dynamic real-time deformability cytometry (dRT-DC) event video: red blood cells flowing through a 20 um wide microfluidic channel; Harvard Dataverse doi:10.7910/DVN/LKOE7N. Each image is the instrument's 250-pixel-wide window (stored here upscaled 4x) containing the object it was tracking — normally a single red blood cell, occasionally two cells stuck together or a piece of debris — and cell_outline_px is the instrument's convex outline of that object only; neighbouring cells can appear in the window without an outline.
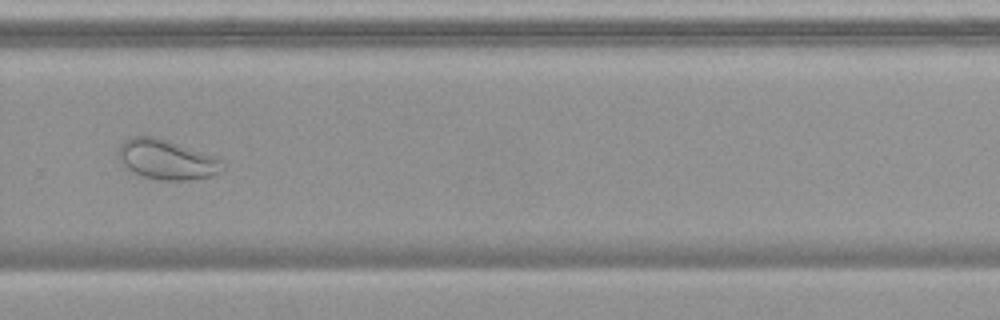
{"species": "common noctule bat (a hibernating species)", "species_latin": "Nyctalus noctula", "temperature_condition": "warm", "stored_images_in_passage": 54, "camera_frame_rate_fps": 3000, "um_per_image_px": 0.085, "animal": {"sex": "female", "body_mass_g": 19.9}, "frame": {"image": 1, "passage_image": 38, "time_ms": 12.333, "image_size_px": [1000, 320], "cell_outline_px": [[224, 168], [220, 172], [212, 176], [192, 180], [160, 180], [140, 176], [128, 168], [120, 160], [120, 144], [124, 140], [132, 136], [152, 136], [212, 156], [220, 160]], "centroid_in_image_um": [14.15, 13.59], "position_along_channel_um": 315.6, "area_um2": 23.52}}
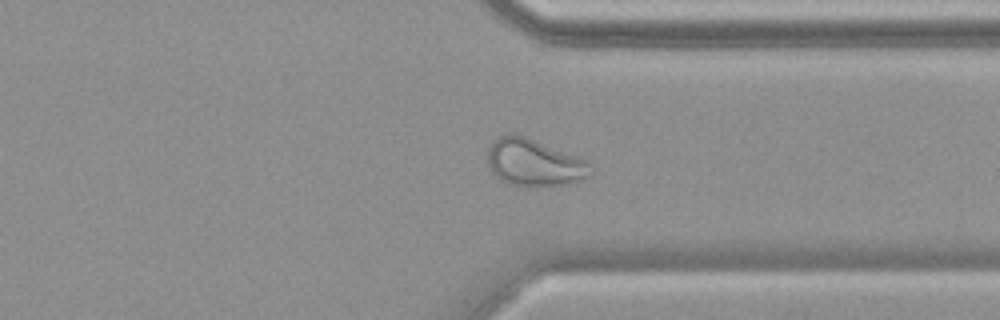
{"frame": {"image": 2, "passage_image": 42, "time_ms": 13.667, "image_size_px": [1000, 320], "cell_outline_px": [[588, 176], [580, 180], [564, 184], [536, 188], [528, 188], [508, 184], [500, 180], [488, 168], [488, 148], [492, 140], [508, 132], [512, 132], [524, 136], [588, 160]], "centroid_in_image_um": [45.32, 13.83], "position_along_channel_um": 366.1, "area_um2": 28.55}}
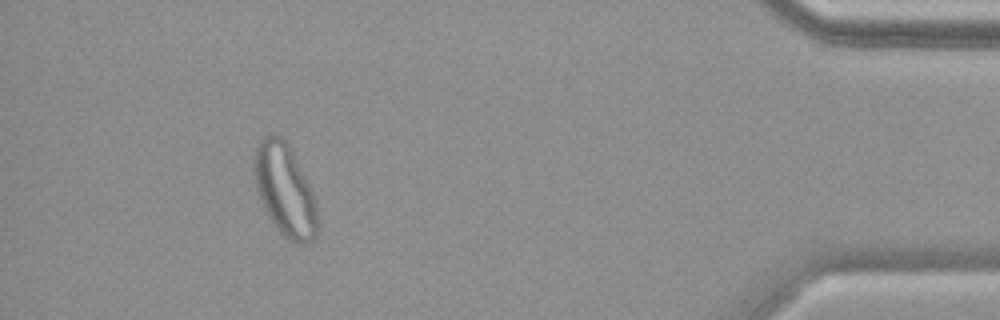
{"frame": {"image": 3, "passage_image": 50, "time_ms": 16.333, "image_size_px": [1000, 320], "cell_outline_px": [[320, 224], [316, 236], [312, 240], [304, 244], [300, 244], [288, 240], [276, 228], [268, 216], [264, 208], [256, 184], [252, 160], [256, 144], [264, 136], [284, 136], [288, 140], [292, 148], [316, 200]], "centroid_in_image_um": [24.24, 16.15], "position_along_channel_um": 411.0, "area_um2": 34.51}}